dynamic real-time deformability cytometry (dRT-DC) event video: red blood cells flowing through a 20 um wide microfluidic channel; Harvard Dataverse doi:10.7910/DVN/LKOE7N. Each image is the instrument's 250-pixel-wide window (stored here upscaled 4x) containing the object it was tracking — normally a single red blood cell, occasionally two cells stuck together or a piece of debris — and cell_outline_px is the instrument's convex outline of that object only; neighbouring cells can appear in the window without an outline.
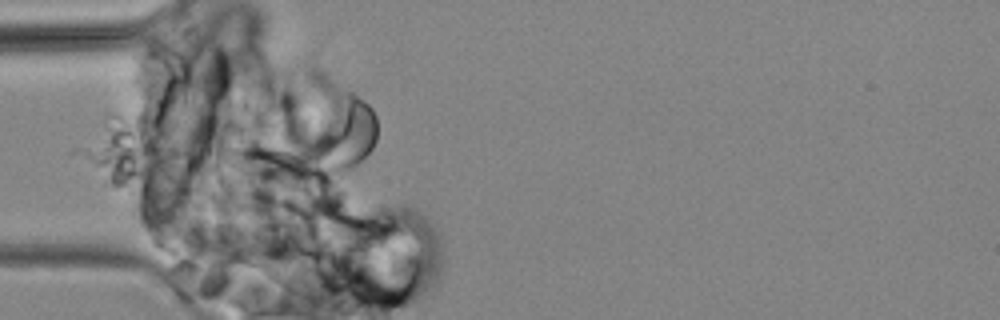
{"species": "common noctule bat (a hibernating species)", "species_latin": "Nyctalus noctula", "temperature_condition": "cold", "stored_images_in_passage": 7, "camera_frame_rate_fps": 3000, "um_per_image_px": 0.085, "animal": {"sex": "male", "body_mass_g": 19.2, "forearm_length_mm": 51.8}, "frame": {"image": 1, "passage_image": 3, "time_ms": 3.333, "image_size_px": [1000, 320], "cell_outline_px": [[376, 140], [372, 148], [352, 168], [340, 176], [324, 176], [320, 168], [316, 144], [316, 136], [348, 92], [352, 92], [368, 104], [372, 108], [376, 116]], "centroid_in_image_um": [29.43, 11.57], "position_along_channel_um": 55.6, "area_um2": 25.09}}